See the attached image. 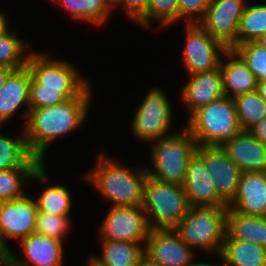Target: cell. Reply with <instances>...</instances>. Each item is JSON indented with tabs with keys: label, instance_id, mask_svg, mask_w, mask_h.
<instances>
[{
	"label": "cell",
	"instance_id": "cell-24",
	"mask_svg": "<svg viewBox=\"0 0 266 266\" xmlns=\"http://www.w3.org/2000/svg\"><path fill=\"white\" fill-rule=\"evenodd\" d=\"M44 166L42 163L40 167H15L1 170L0 201L14 200L25 196L22 187L26 180H38V183L46 184L48 177Z\"/></svg>",
	"mask_w": 266,
	"mask_h": 266
},
{
	"label": "cell",
	"instance_id": "cell-20",
	"mask_svg": "<svg viewBox=\"0 0 266 266\" xmlns=\"http://www.w3.org/2000/svg\"><path fill=\"white\" fill-rule=\"evenodd\" d=\"M31 73L27 66L13 70L7 77L5 84L0 90V126L10 120L17 113L20 106L27 105L25 117L28 118L30 111L29 91Z\"/></svg>",
	"mask_w": 266,
	"mask_h": 266
},
{
	"label": "cell",
	"instance_id": "cell-14",
	"mask_svg": "<svg viewBox=\"0 0 266 266\" xmlns=\"http://www.w3.org/2000/svg\"><path fill=\"white\" fill-rule=\"evenodd\" d=\"M212 181L203 159L194 152L188 160L182 185L190 206L227 207Z\"/></svg>",
	"mask_w": 266,
	"mask_h": 266
},
{
	"label": "cell",
	"instance_id": "cell-31",
	"mask_svg": "<svg viewBox=\"0 0 266 266\" xmlns=\"http://www.w3.org/2000/svg\"><path fill=\"white\" fill-rule=\"evenodd\" d=\"M15 33L8 32L0 36V66H6L12 70L24 68L30 55ZM26 54H25V53ZM25 54V55H24Z\"/></svg>",
	"mask_w": 266,
	"mask_h": 266
},
{
	"label": "cell",
	"instance_id": "cell-44",
	"mask_svg": "<svg viewBox=\"0 0 266 266\" xmlns=\"http://www.w3.org/2000/svg\"><path fill=\"white\" fill-rule=\"evenodd\" d=\"M257 44H259L262 48L266 49V33L263 34L257 41Z\"/></svg>",
	"mask_w": 266,
	"mask_h": 266
},
{
	"label": "cell",
	"instance_id": "cell-38",
	"mask_svg": "<svg viewBox=\"0 0 266 266\" xmlns=\"http://www.w3.org/2000/svg\"><path fill=\"white\" fill-rule=\"evenodd\" d=\"M1 207V201H0ZM13 255V252L9 249L6 241V236L4 234L2 224L0 222V264L1 266H7L10 262V259Z\"/></svg>",
	"mask_w": 266,
	"mask_h": 266
},
{
	"label": "cell",
	"instance_id": "cell-32",
	"mask_svg": "<svg viewBox=\"0 0 266 266\" xmlns=\"http://www.w3.org/2000/svg\"><path fill=\"white\" fill-rule=\"evenodd\" d=\"M233 50L246 63L258 82L266 80V49L256 42H246L235 46Z\"/></svg>",
	"mask_w": 266,
	"mask_h": 266
},
{
	"label": "cell",
	"instance_id": "cell-23",
	"mask_svg": "<svg viewBox=\"0 0 266 266\" xmlns=\"http://www.w3.org/2000/svg\"><path fill=\"white\" fill-rule=\"evenodd\" d=\"M219 257L228 266H266V248L257 243L232 239L227 234Z\"/></svg>",
	"mask_w": 266,
	"mask_h": 266
},
{
	"label": "cell",
	"instance_id": "cell-26",
	"mask_svg": "<svg viewBox=\"0 0 266 266\" xmlns=\"http://www.w3.org/2000/svg\"><path fill=\"white\" fill-rule=\"evenodd\" d=\"M22 134L19 138L0 134V171L15 167L41 166L42 162L28 149L24 130Z\"/></svg>",
	"mask_w": 266,
	"mask_h": 266
},
{
	"label": "cell",
	"instance_id": "cell-5",
	"mask_svg": "<svg viewBox=\"0 0 266 266\" xmlns=\"http://www.w3.org/2000/svg\"><path fill=\"white\" fill-rule=\"evenodd\" d=\"M152 168L148 176L165 183L183 185L189 158L196 151L197 143L185 128L177 133L150 141Z\"/></svg>",
	"mask_w": 266,
	"mask_h": 266
},
{
	"label": "cell",
	"instance_id": "cell-40",
	"mask_svg": "<svg viewBox=\"0 0 266 266\" xmlns=\"http://www.w3.org/2000/svg\"><path fill=\"white\" fill-rule=\"evenodd\" d=\"M13 70L6 67V66H0V90L2 89L3 85L5 84V81L8 77V75L12 72Z\"/></svg>",
	"mask_w": 266,
	"mask_h": 266
},
{
	"label": "cell",
	"instance_id": "cell-27",
	"mask_svg": "<svg viewBox=\"0 0 266 266\" xmlns=\"http://www.w3.org/2000/svg\"><path fill=\"white\" fill-rule=\"evenodd\" d=\"M63 8H66L74 19L101 25L106 21L113 0H54Z\"/></svg>",
	"mask_w": 266,
	"mask_h": 266
},
{
	"label": "cell",
	"instance_id": "cell-16",
	"mask_svg": "<svg viewBox=\"0 0 266 266\" xmlns=\"http://www.w3.org/2000/svg\"><path fill=\"white\" fill-rule=\"evenodd\" d=\"M37 213L36 201L26 194L19 199L1 201L0 222L6 238L20 240L34 233Z\"/></svg>",
	"mask_w": 266,
	"mask_h": 266
},
{
	"label": "cell",
	"instance_id": "cell-39",
	"mask_svg": "<svg viewBox=\"0 0 266 266\" xmlns=\"http://www.w3.org/2000/svg\"><path fill=\"white\" fill-rule=\"evenodd\" d=\"M253 136L266 146V117L249 130Z\"/></svg>",
	"mask_w": 266,
	"mask_h": 266
},
{
	"label": "cell",
	"instance_id": "cell-13",
	"mask_svg": "<svg viewBox=\"0 0 266 266\" xmlns=\"http://www.w3.org/2000/svg\"><path fill=\"white\" fill-rule=\"evenodd\" d=\"M144 254L162 266H190L196 256L174 229H150Z\"/></svg>",
	"mask_w": 266,
	"mask_h": 266
},
{
	"label": "cell",
	"instance_id": "cell-33",
	"mask_svg": "<svg viewBox=\"0 0 266 266\" xmlns=\"http://www.w3.org/2000/svg\"><path fill=\"white\" fill-rule=\"evenodd\" d=\"M70 217L38 211L34 233L63 241L71 225Z\"/></svg>",
	"mask_w": 266,
	"mask_h": 266
},
{
	"label": "cell",
	"instance_id": "cell-4",
	"mask_svg": "<svg viewBox=\"0 0 266 266\" xmlns=\"http://www.w3.org/2000/svg\"><path fill=\"white\" fill-rule=\"evenodd\" d=\"M227 207L190 206L173 228L193 250L203 249L219 256L226 235Z\"/></svg>",
	"mask_w": 266,
	"mask_h": 266
},
{
	"label": "cell",
	"instance_id": "cell-12",
	"mask_svg": "<svg viewBox=\"0 0 266 266\" xmlns=\"http://www.w3.org/2000/svg\"><path fill=\"white\" fill-rule=\"evenodd\" d=\"M195 152L203 159L219 197L228 205L236 195L242 171L221 146L197 145Z\"/></svg>",
	"mask_w": 266,
	"mask_h": 266
},
{
	"label": "cell",
	"instance_id": "cell-2",
	"mask_svg": "<svg viewBox=\"0 0 266 266\" xmlns=\"http://www.w3.org/2000/svg\"><path fill=\"white\" fill-rule=\"evenodd\" d=\"M116 160L100 153L98 163L83 179L95 186L105 200L112 202L111 206H141L147 169H134L135 172Z\"/></svg>",
	"mask_w": 266,
	"mask_h": 266
},
{
	"label": "cell",
	"instance_id": "cell-15",
	"mask_svg": "<svg viewBox=\"0 0 266 266\" xmlns=\"http://www.w3.org/2000/svg\"><path fill=\"white\" fill-rule=\"evenodd\" d=\"M19 241L26 259L13 254L7 266L63 265V241L37 233H31Z\"/></svg>",
	"mask_w": 266,
	"mask_h": 266
},
{
	"label": "cell",
	"instance_id": "cell-25",
	"mask_svg": "<svg viewBox=\"0 0 266 266\" xmlns=\"http://www.w3.org/2000/svg\"><path fill=\"white\" fill-rule=\"evenodd\" d=\"M145 243L101 240V257H91L100 266H137Z\"/></svg>",
	"mask_w": 266,
	"mask_h": 266
},
{
	"label": "cell",
	"instance_id": "cell-17",
	"mask_svg": "<svg viewBox=\"0 0 266 266\" xmlns=\"http://www.w3.org/2000/svg\"><path fill=\"white\" fill-rule=\"evenodd\" d=\"M188 76H190V80L181 91V99L189 112L188 118L197 109L225 96L220 68Z\"/></svg>",
	"mask_w": 266,
	"mask_h": 266
},
{
	"label": "cell",
	"instance_id": "cell-37",
	"mask_svg": "<svg viewBox=\"0 0 266 266\" xmlns=\"http://www.w3.org/2000/svg\"><path fill=\"white\" fill-rule=\"evenodd\" d=\"M179 20L186 18V23H198L205 15L211 0H177Z\"/></svg>",
	"mask_w": 266,
	"mask_h": 266
},
{
	"label": "cell",
	"instance_id": "cell-3",
	"mask_svg": "<svg viewBox=\"0 0 266 266\" xmlns=\"http://www.w3.org/2000/svg\"><path fill=\"white\" fill-rule=\"evenodd\" d=\"M186 128L197 145L220 146L241 131L235 102L228 96L197 109L187 121Z\"/></svg>",
	"mask_w": 266,
	"mask_h": 266
},
{
	"label": "cell",
	"instance_id": "cell-42",
	"mask_svg": "<svg viewBox=\"0 0 266 266\" xmlns=\"http://www.w3.org/2000/svg\"><path fill=\"white\" fill-rule=\"evenodd\" d=\"M137 266H162L158 263H155L150 258H148L145 254L142 256V258L139 261V264Z\"/></svg>",
	"mask_w": 266,
	"mask_h": 266
},
{
	"label": "cell",
	"instance_id": "cell-46",
	"mask_svg": "<svg viewBox=\"0 0 266 266\" xmlns=\"http://www.w3.org/2000/svg\"><path fill=\"white\" fill-rule=\"evenodd\" d=\"M87 266H100L95 260L90 258L89 263Z\"/></svg>",
	"mask_w": 266,
	"mask_h": 266
},
{
	"label": "cell",
	"instance_id": "cell-41",
	"mask_svg": "<svg viewBox=\"0 0 266 266\" xmlns=\"http://www.w3.org/2000/svg\"><path fill=\"white\" fill-rule=\"evenodd\" d=\"M9 30L10 29L8 28L7 17L4 13L0 12V36L8 32Z\"/></svg>",
	"mask_w": 266,
	"mask_h": 266
},
{
	"label": "cell",
	"instance_id": "cell-7",
	"mask_svg": "<svg viewBox=\"0 0 266 266\" xmlns=\"http://www.w3.org/2000/svg\"><path fill=\"white\" fill-rule=\"evenodd\" d=\"M26 66L31 77L40 84V89L60 90L69 99L79 96L91 85L90 81L78 75L71 63L49 59L45 53L30 52Z\"/></svg>",
	"mask_w": 266,
	"mask_h": 266
},
{
	"label": "cell",
	"instance_id": "cell-45",
	"mask_svg": "<svg viewBox=\"0 0 266 266\" xmlns=\"http://www.w3.org/2000/svg\"><path fill=\"white\" fill-rule=\"evenodd\" d=\"M190 266H226V265H219V264H212V263H196V262H193Z\"/></svg>",
	"mask_w": 266,
	"mask_h": 266
},
{
	"label": "cell",
	"instance_id": "cell-30",
	"mask_svg": "<svg viewBox=\"0 0 266 266\" xmlns=\"http://www.w3.org/2000/svg\"><path fill=\"white\" fill-rule=\"evenodd\" d=\"M71 194L63 185L46 186L36 199L38 211L49 214L69 216L72 207Z\"/></svg>",
	"mask_w": 266,
	"mask_h": 266
},
{
	"label": "cell",
	"instance_id": "cell-19",
	"mask_svg": "<svg viewBox=\"0 0 266 266\" xmlns=\"http://www.w3.org/2000/svg\"><path fill=\"white\" fill-rule=\"evenodd\" d=\"M220 146L242 172L266 171V146L249 130H242Z\"/></svg>",
	"mask_w": 266,
	"mask_h": 266
},
{
	"label": "cell",
	"instance_id": "cell-1",
	"mask_svg": "<svg viewBox=\"0 0 266 266\" xmlns=\"http://www.w3.org/2000/svg\"><path fill=\"white\" fill-rule=\"evenodd\" d=\"M91 87L89 85L79 96L64 103L30 108L23 130L28 149L42 163L51 142L72 132L85 122L92 98Z\"/></svg>",
	"mask_w": 266,
	"mask_h": 266
},
{
	"label": "cell",
	"instance_id": "cell-9",
	"mask_svg": "<svg viewBox=\"0 0 266 266\" xmlns=\"http://www.w3.org/2000/svg\"><path fill=\"white\" fill-rule=\"evenodd\" d=\"M100 240L146 243L150 227L141 206H111L99 227Z\"/></svg>",
	"mask_w": 266,
	"mask_h": 266
},
{
	"label": "cell",
	"instance_id": "cell-11",
	"mask_svg": "<svg viewBox=\"0 0 266 266\" xmlns=\"http://www.w3.org/2000/svg\"><path fill=\"white\" fill-rule=\"evenodd\" d=\"M246 5L245 0H211L198 23L210 36L233 49L237 46L239 24Z\"/></svg>",
	"mask_w": 266,
	"mask_h": 266
},
{
	"label": "cell",
	"instance_id": "cell-21",
	"mask_svg": "<svg viewBox=\"0 0 266 266\" xmlns=\"http://www.w3.org/2000/svg\"><path fill=\"white\" fill-rule=\"evenodd\" d=\"M226 62L221 59L220 69L223 76L225 96L235 97L257 90L258 81L242 58L233 50L224 53Z\"/></svg>",
	"mask_w": 266,
	"mask_h": 266
},
{
	"label": "cell",
	"instance_id": "cell-35",
	"mask_svg": "<svg viewBox=\"0 0 266 266\" xmlns=\"http://www.w3.org/2000/svg\"><path fill=\"white\" fill-rule=\"evenodd\" d=\"M69 98L60 90L40 89L38 84L32 77L29 91L30 108L50 107L64 103Z\"/></svg>",
	"mask_w": 266,
	"mask_h": 266
},
{
	"label": "cell",
	"instance_id": "cell-18",
	"mask_svg": "<svg viewBox=\"0 0 266 266\" xmlns=\"http://www.w3.org/2000/svg\"><path fill=\"white\" fill-rule=\"evenodd\" d=\"M243 215L266 216V171L242 172L236 195L227 205Z\"/></svg>",
	"mask_w": 266,
	"mask_h": 266
},
{
	"label": "cell",
	"instance_id": "cell-22",
	"mask_svg": "<svg viewBox=\"0 0 266 266\" xmlns=\"http://www.w3.org/2000/svg\"><path fill=\"white\" fill-rule=\"evenodd\" d=\"M226 234L232 239L257 243L266 248V217L243 215L228 209Z\"/></svg>",
	"mask_w": 266,
	"mask_h": 266
},
{
	"label": "cell",
	"instance_id": "cell-6",
	"mask_svg": "<svg viewBox=\"0 0 266 266\" xmlns=\"http://www.w3.org/2000/svg\"><path fill=\"white\" fill-rule=\"evenodd\" d=\"M150 229H173L190 207L184 187L148 176L142 204Z\"/></svg>",
	"mask_w": 266,
	"mask_h": 266
},
{
	"label": "cell",
	"instance_id": "cell-8",
	"mask_svg": "<svg viewBox=\"0 0 266 266\" xmlns=\"http://www.w3.org/2000/svg\"><path fill=\"white\" fill-rule=\"evenodd\" d=\"M166 96L163 90L155 87L147 92L139 105L131 123L132 133L139 140L150 142L177 133L168 132L173 112Z\"/></svg>",
	"mask_w": 266,
	"mask_h": 266
},
{
	"label": "cell",
	"instance_id": "cell-28",
	"mask_svg": "<svg viewBox=\"0 0 266 266\" xmlns=\"http://www.w3.org/2000/svg\"><path fill=\"white\" fill-rule=\"evenodd\" d=\"M266 33V4L246 5L239 24L237 45L256 42Z\"/></svg>",
	"mask_w": 266,
	"mask_h": 266
},
{
	"label": "cell",
	"instance_id": "cell-34",
	"mask_svg": "<svg viewBox=\"0 0 266 266\" xmlns=\"http://www.w3.org/2000/svg\"><path fill=\"white\" fill-rule=\"evenodd\" d=\"M161 22L167 26L179 20V5L177 0H149L148 2V28L152 21ZM151 22V23H150Z\"/></svg>",
	"mask_w": 266,
	"mask_h": 266
},
{
	"label": "cell",
	"instance_id": "cell-29",
	"mask_svg": "<svg viewBox=\"0 0 266 266\" xmlns=\"http://www.w3.org/2000/svg\"><path fill=\"white\" fill-rule=\"evenodd\" d=\"M233 100L242 130H250L266 117V102L260 97L257 90L239 95Z\"/></svg>",
	"mask_w": 266,
	"mask_h": 266
},
{
	"label": "cell",
	"instance_id": "cell-43",
	"mask_svg": "<svg viewBox=\"0 0 266 266\" xmlns=\"http://www.w3.org/2000/svg\"><path fill=\"white\" fill-rule=\"evenodd\" d=\"M257 91L260 97L266 102V80L258 82Z\"/></svg>",
	"mask_w": 266,
	"mask_h": 266
},
{
	"label": "cell",
	"instance_id": "cell-10",
	"mask_svg": "<svg viewBox=\"0 0 266 266\" xmlns=\"http://www.w3.org/2000/svg\"><path fill=\"white\" fill-rule=\"evenodd\" d=\"M186 24L184 63L188 74L208 72L220 68L221 54L228 48L210 36L199 23Z\"/></svg>",
	"mask_w": 266,
	"mask_h": 266
},
{
	"label": "cell",
	"instance_id": "cell-36",
	"mask_svg": "<svg viewBox=\"0 0 266 266\" xmlns=\"http://www.w3.org/2000/svg\"><path fill=\"white\" fill-rule=\"evenodd\" d=\"M148 2L149 0H113V6H120L130 19L148 29Z\"/></svg>",
	"mask_w": 266,
	"mask_h": 266
}]
</instances>
